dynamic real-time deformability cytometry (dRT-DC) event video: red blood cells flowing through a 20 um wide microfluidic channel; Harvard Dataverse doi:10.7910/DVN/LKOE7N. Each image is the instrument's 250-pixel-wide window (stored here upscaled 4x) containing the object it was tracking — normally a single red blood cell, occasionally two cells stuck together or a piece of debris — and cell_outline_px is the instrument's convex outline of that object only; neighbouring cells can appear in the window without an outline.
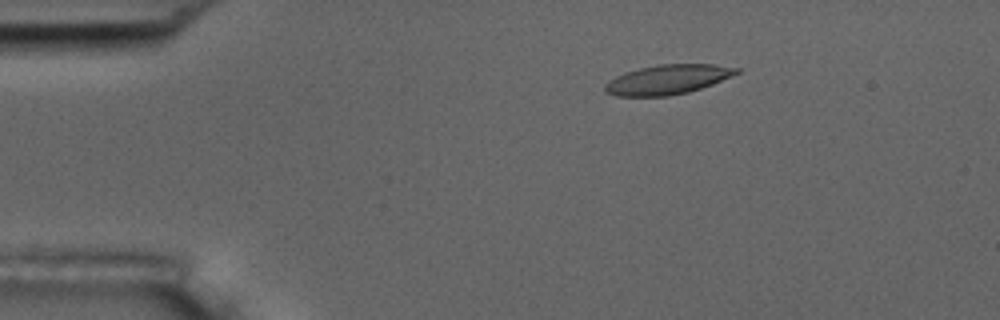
{"species": "common noctule bat (a hibernating species)", "species_latin": "Nyctalus noctula", "temperature_condition": "room temperature", "stored_images_in_passage": 4, "camera_frame_rate_fps": 3000, "um_per_image_px": 0.085, "animal": {"sex": "male", "body_mass_g": 17.5, "forearm_length_mm": 52.3}, "frame": {"image": 1, "passage_image": 2, "time_ms": 1.0, "image_size_px": [1000, 320], "cell_outline_px": [[740, 72], [712, 84], [688, 92], [668, 96], [616, 96], [604, 92], [604, 84], [608, 80], [624, 72], [640, 68], [660, 64], [712, 64], [740, 68]], "centroid_in_image_um": [56.71, 6.76], "position_along_channel_um": 28.3, "area_um2": 22.66}}
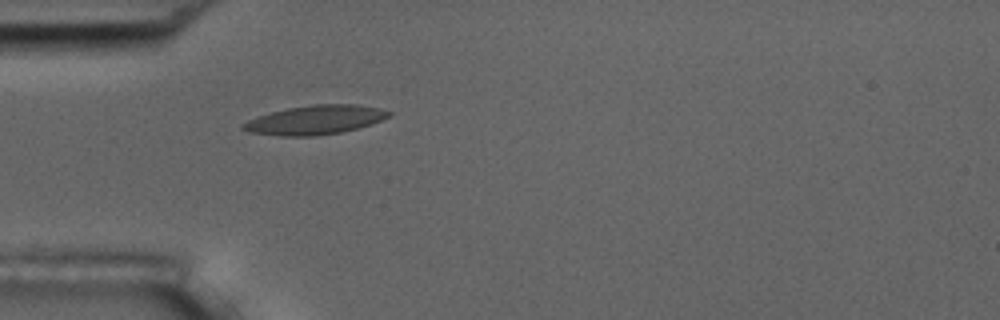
{"frame": {"image": 2, "passage_image": 4, "time_ms": 3.333, "image_size_px": [1000, 320], "cell_outline_px": [[392, 112], [388, 116], [380, 120], [356, 128], [340, 132], [316, 136], [280, 136], [248, 132], [240, 128], [240, 124], [248, 120], [272, 112], [288, 108], [312, 104], [356, 104], [380, 108]], "centroid_in_image_um": [26.74, 10.19], "position_along_channel_um": 58.3, "area_um2": 24.51}}